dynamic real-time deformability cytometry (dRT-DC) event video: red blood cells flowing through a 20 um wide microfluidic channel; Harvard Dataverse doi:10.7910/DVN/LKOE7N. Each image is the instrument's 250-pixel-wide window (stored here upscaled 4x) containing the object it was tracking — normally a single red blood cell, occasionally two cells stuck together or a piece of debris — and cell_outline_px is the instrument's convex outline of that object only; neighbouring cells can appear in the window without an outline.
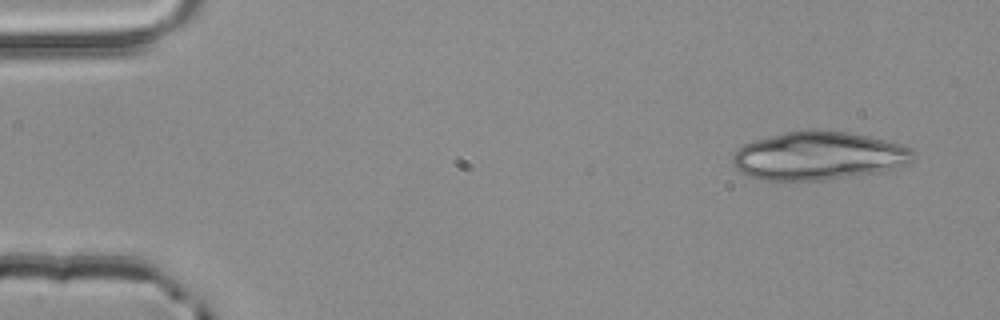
{"species": "common noctule bat (a hibernating species)", "species_latin": "Nyctalus noctula", "temperature_condition": "room temperature", "stored_images_in_passage": 2, "camera_frame_rate_fps": 3000, "um_per_image_px": 0.085, "animal": {"sex": "male", "body_mass_g": 20.4}, "frame": {"image": 1, "passage_image": 1, "time_ms": 0.0, "image_size_px": [1000, 320], "cell_outline_px": [[916, 156], [908, 164], [876, 172], [824, 180], [760, 180], [748, 176], [740, 172], [732, 164], [732, 156], [744, 144], [752, 140], [784, 132], [808, 128], [820, 128], [848, 132], [868, 136], [900, 144], [912, 148], [916, 152]], "centroid_in_image_um": [69.55, 13.22], "position_along_channel_um": 15.4, "area_um2": 51.33}}